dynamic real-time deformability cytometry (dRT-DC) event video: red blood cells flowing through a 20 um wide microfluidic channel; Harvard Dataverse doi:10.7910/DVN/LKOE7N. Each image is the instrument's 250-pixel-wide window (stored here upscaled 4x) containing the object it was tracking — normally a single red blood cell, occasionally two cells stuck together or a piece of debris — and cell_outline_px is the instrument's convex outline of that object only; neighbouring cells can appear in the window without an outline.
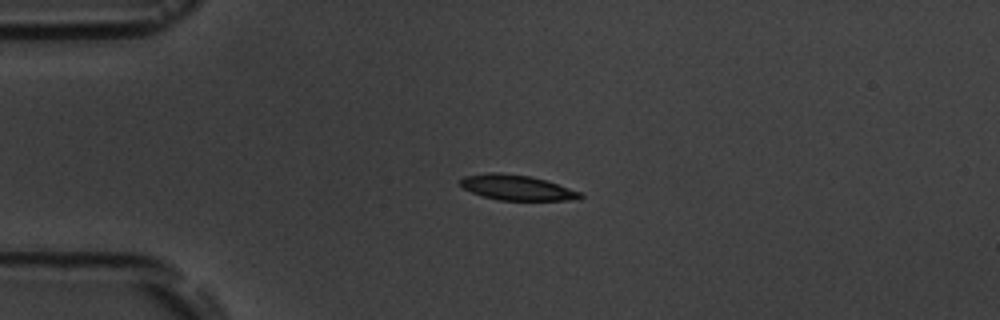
{"species": "common noctule bat (a hibernating species)", "species_latin": "Nyctalus noctula", "temperature_condition": "room temperature", "stored_images_in_passage": 4, "camera_frame_rate_fps": 3000, "um_per_image_px": 0.085, "animal": {"sex": "male", "body_mass_g": 19.5, "forearm_length_mm": 54.6}, "frame": {"image": 1, "passage_image": 3, "time_ms": 3.333, "image_size_px": [1000, 320], "cell_outline_px": [[584, 196], [580, 200], [500, 200], [484, 196], [472, 192], [464, 188], [460, 184], [460, 180], [464, 176], [488, 172], [496, 172], [532, 176], [580, 192]], "centroid_in_image_um": [43.93, 15.94], "position_along_channel_um": 41.1, "area_um2": 17.46}}